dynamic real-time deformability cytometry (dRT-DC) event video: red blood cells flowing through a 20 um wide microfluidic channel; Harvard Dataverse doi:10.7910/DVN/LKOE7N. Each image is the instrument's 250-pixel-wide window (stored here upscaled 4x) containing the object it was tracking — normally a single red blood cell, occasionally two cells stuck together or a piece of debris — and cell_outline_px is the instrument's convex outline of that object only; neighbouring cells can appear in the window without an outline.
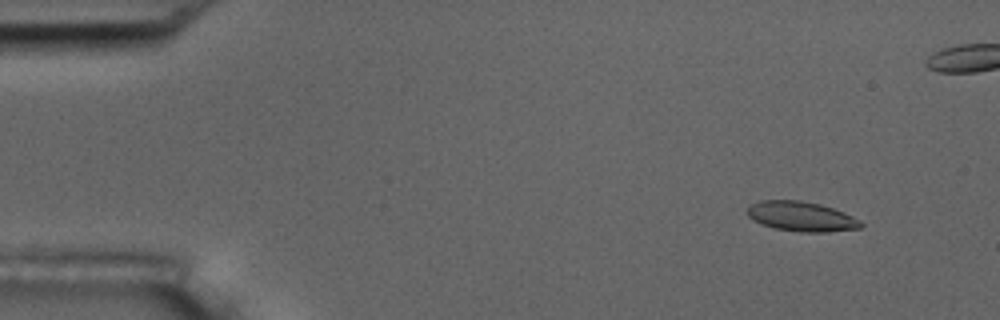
{"species": "common noctule bat (a hibernating species)", "species_latin": "Nyctalus noctula", "temperature_condition": "room temperature", "stored_images_in_passage": 5, "camera_frame_rate_fps": 3000, "um_per_image_px": 0.085, "animal": {"sex": "male", "body_mass_g": 17.5, "forearm_length_mm": 52.3}, "frame": {"image": 1, "passage_image": 1, "time_ms": 0.0, "image_size_px": [1000, 320], "cell_outline_px": [[864, 224], [860, 228], [828, 232], [800, 232], [772, 228], [752, 220], [744, 212], [752, 204], [760, 200], [800, 200], [820, 204], [844, 212], [860, 220]], "centroid_in_image_um": [68.09, 18.4], "position_along_channel_um": 16.9, "area_um2": 19.88}}